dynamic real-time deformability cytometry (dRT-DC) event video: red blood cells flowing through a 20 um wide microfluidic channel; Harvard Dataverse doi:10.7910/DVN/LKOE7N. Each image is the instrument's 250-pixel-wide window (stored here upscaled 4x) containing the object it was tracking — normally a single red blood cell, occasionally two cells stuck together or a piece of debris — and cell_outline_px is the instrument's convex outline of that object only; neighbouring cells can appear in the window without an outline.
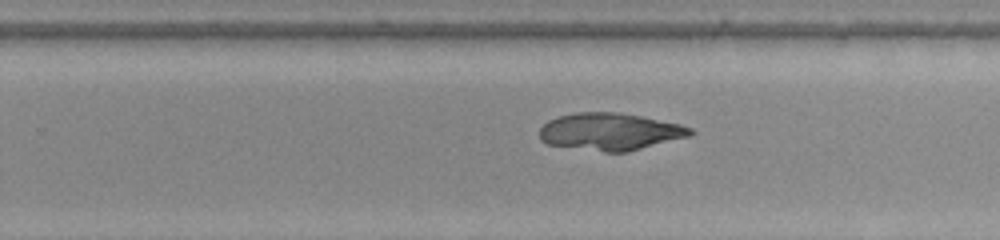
{"species": "common noctule bat (a hibernating species)", "species_latin": "Nyctalus noctula", "temperature_condition": "warm", "stored_images_in_passage": 51, "camera_frame_rate_fps": 3000, "um_per_image_px": 0.085, "animal": {"sex": "female", "body_mass_g": 22.0, "forearm_length_mm": 56.7}, "frame": {"image": 1, "passage_image": 32, "time_ms": 10.333, "image_size_px": [1000, 240], "cell_outline_px": [[696, 132], [688, 136], [628, 152], [604, 152], [548, 144], [540, 140], [540, 128], [548, 120], [560, 116], [576, 112], [616, 112], [640, 116], [680, 124], [692, 128]], "centroid_in_image_um": [51.85, 11.19], "position_along_channel_um": 277.9, "area_um2": 32.54}}
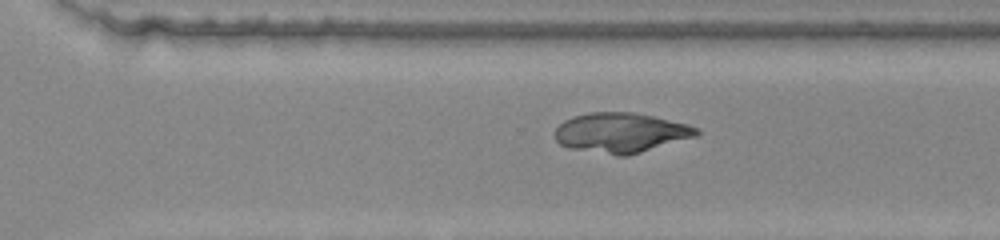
{"frame": {"image": 2, "passage_image": 35, "time_ms": 11.333, "image_size_px": [1000, 240], "cell_outline_px": [[700, 132], [696, 136], [628, 156], [616, 156], [568, 148], [560, 144], [556, 140], [556, 128], [564, 120], [572, 116], [588, 112], [632, 112], [652, 116], [688, 124], [700, 128]], "centroid_in_image_um": [52.76, 11.28], "position_along_channel_um": 317.8, "area_um2": 33.0}}
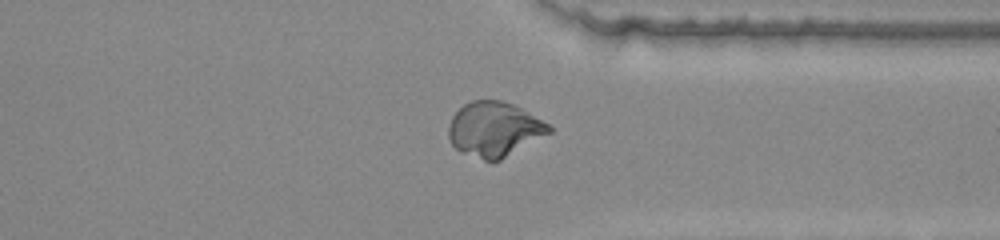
{"frame": {"image": 3, "passage_image": 39, "time_ms": 12.667, "image_size_px": [1000, 240], "cell_outline_px": [[552, 132], [500, 160], [492, 164], [464, 152], [456, 148], [452, 144], [448, 136], [448, 128], [452, 116], [464, 104], [472, 100], [500, 100], [512, 104], [520, 108], [548, 124], [552, 128]], "centroid_in_image_um": [42.0, 11.0], "position_along_channel_um": 369.4, "area_um2": 31.85}}